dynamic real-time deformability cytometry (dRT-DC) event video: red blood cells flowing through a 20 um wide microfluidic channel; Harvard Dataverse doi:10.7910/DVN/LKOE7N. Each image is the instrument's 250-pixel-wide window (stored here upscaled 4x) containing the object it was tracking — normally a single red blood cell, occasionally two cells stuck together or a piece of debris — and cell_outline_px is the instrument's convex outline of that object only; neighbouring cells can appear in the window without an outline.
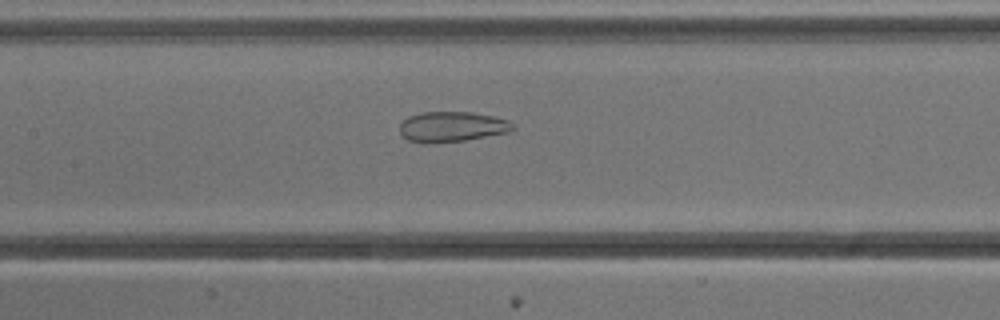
{"species": "common noctule bat (a hibernating species)", "species_latin": "Nyctalus noctula", "temperature_condition": "cold", "stored_images_in_passage": 53, "camera_frame_rate_fps": 3000, "um_per_image_px": 0.085, "animal": {"sex": "male", "body_mass_g": 13.3}, "frame": {"image": 1, "passage_image": 25, "time_ms": 8.0, "image_size_px": [1000, 320], "cell_outline_px": [[516, 128], [508, 132], [464, 140], [424, 144], [408, 140], [400, 136], [400, 124], [408, 116], [420, 112], [472, 112], [492, 116], [508, 120], [516, 124]], "centroid_in_image_um": [38.39, 10.77], "position_along_channel_um": 169.0, "area_um2": 20.11}}
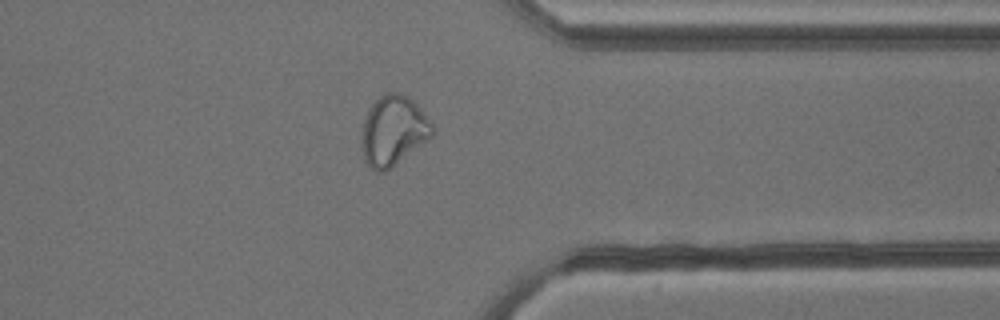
{"frame": {"image": 2, "passage_image": 42, "time_ms": 13.667, "image_size_px": [1000, 320], "cell_outline_px": [[436, 132], [432, 136], [392, 168], [384, 172], [376, 172], [364, 160], [360, 140], [364, 120], [368, 108], [380, 96], [388, 92], [400, 92], [408, 96], [420, 108], [432, 124]], "centroid_in_image_um": [33.42, 11.12], "position_along_channel_um": 378.0, "area_um2": 28.96}}
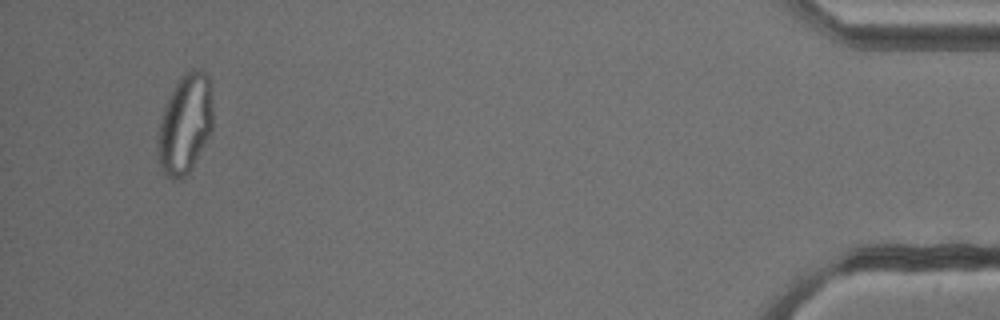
{"frame": {"image": 3, "passage_image": 51, "time_ms": 16.667, "image_size_px": [1000, 320], "cell_outline_px": [[212, 132], [188, 172], [184, 176], [176, 180], [172, 180], [164, 176], [160, 168], [156, 152], [156, 144], [160, 120], [164, 108], [180, 76], [184, 72], [192, 68], [200, 68], [208, 76], [212, 108]], "centroid_in_image_um": [15.7, 10.56], "position_along_channel_um": 419.5, "area_um2": 32.08}, "authors_computed_cell_mechanics": {"area_um2": 29.0156, "velocity_mm_per_s": 3.81, "shape_relaxation_time_tau1_ms": null, "shape_relaxation_time_tau2_ms": 1.3374, "deformation_change_tau1": null, "deformation_change_tau2": 0.0868}}